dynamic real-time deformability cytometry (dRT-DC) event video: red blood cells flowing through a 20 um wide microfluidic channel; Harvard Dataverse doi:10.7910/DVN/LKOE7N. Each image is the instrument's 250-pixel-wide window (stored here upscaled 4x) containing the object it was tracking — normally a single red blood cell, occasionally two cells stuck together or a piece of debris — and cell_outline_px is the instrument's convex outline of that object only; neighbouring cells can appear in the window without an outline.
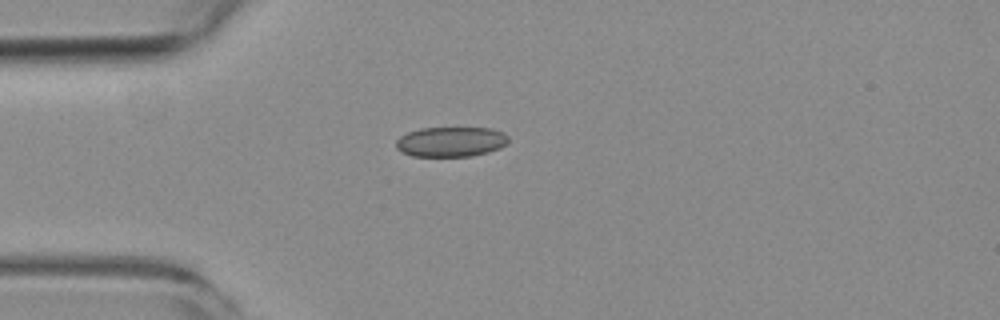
{"species": "common noctule bat (a hibernating species)", "species_latin": "Nyctalus noctula", "temperature_condition": "room temperature", "stored_images_in_passage": 4, "camera_frame_rate_fps": 3000, "um_per_image_px": 0.085, "animal": {"sex": "female", "body_mass_g": 19.3, "forearm_length_mm": 54.1}, "frame": {"image": 1, "passage_image": 1, "time_ms": 0.0, "image_size_px": [1000, 320], "cell_outline_px": [[508, 140], [500, 148], [488, 152], [472, 156], [412, 156], [400, 152], [396, 148], [396, 140], [400, 136], [408, 132], [420, 128], [492, 128], [504, 132], [508, 136]], "centroid_in_image_um": [38.31, 12.05], "position_along_channel_um": 46.7, "area_um2": 19.71}}
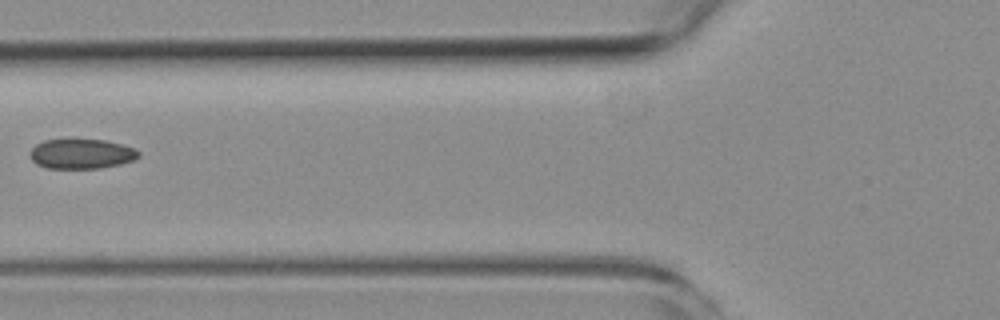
{"frame": {"image": 2, "passage_image": 3, "time_ms": 2.333, "image_size_px": [1000, 320], "cell_outline_px": [[140, 156], [132, 160], [120, 164], [100, 168], [48, 168], [36, 164], [32, 160], [32, 148], [36, 144], [44, 140], [72, 136], [104, 140], [136, 148], [140, 152]], "centroid_in_image_um": [6.92, 13.02], "position_along_channel_um": 118.9, "area_um2": 19.48}}
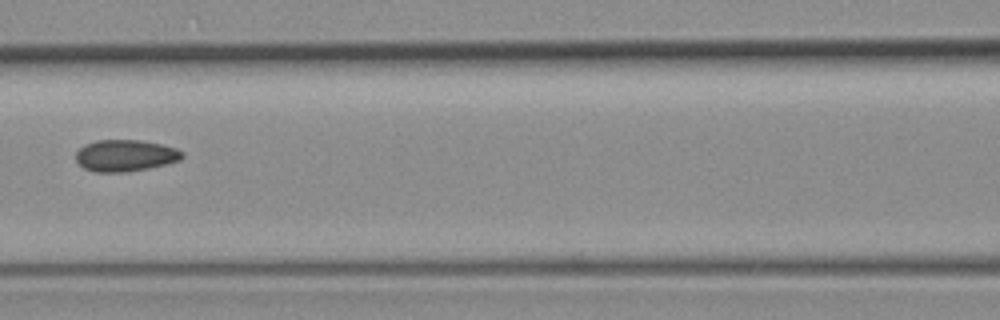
{"frame": {"image": 3, "passage_image": 4, "time_ms": 3.333, "image_size_px": [1000, 320], "cell_outline_px": [[184, 156], [180, 160], [168, 164], [128, 172], [96, 172], [84, 168], [76, 160], [76, 152], [84, 144], [96, 140], [140, 140], [160, 144], [176, 148], [184, 152]], "centroid_in_image_um": [10.66, 13.22], "position_along_channel_um": 155.9, "area_um2": 19.71}}